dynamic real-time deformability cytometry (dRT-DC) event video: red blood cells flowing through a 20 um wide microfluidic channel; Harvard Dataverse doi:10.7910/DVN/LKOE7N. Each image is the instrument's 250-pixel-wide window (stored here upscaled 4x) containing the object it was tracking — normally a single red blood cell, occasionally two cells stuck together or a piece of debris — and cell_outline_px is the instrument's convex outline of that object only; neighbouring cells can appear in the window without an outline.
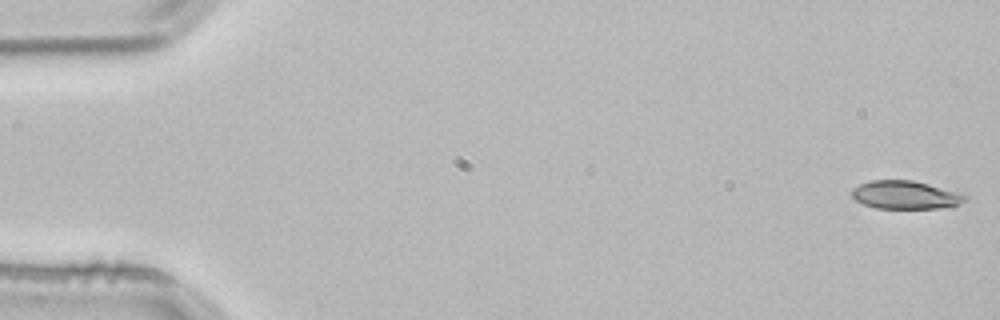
{"species": "common noctule bat (a hibernating species)", "species_latin": "Nyctalus noctula", "temperature_condition": "room temperature", "stored_images_in_passage": 5, "camera_frame_rate_fps": 3000, "um_per_image_px": 0.085, "animal": {"sex": "male", "body_mass_g": 21.5, "forearm_length_mm": 52.0}, "frame": {"image": 1, "passage_image": 1, "time_ms": 0.0, "image_size_px": [1000, 320], "cell_outline_px": [[968, 200], [952, 208], [876, 208], [864, 204], [856, 200], [852, 196], [852, 188], [860, 184], [872, 180], [912, 180], [968, 192]], "centroid_in_image_um": [77.12, 16.56], "position_along_channel_um": 7.9, "area_um2": 19.25}}
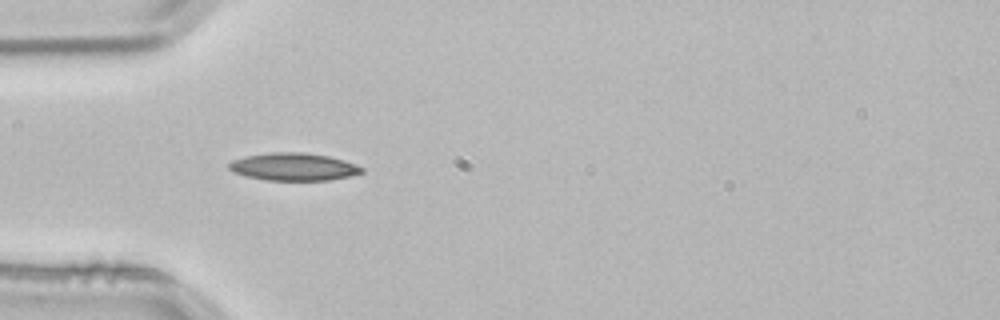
{"frame": {"image": 2, "passage_image": 4, "time_ms": 1.0, "image_size_px": [1000, 320], "cell_outline_px": [[364, 172], [352, 176], [328, 180], [264, 180], [232, 172], [228, 168], [228, 164], [232, 160], [244, 156], [272, 152], [304, 152], [328, 156], [344, 160], [356, 164], [364, 168]], "centroid_in_image_um": [24.96, 14.17], "position_along_channel_um": 60.0, "area_um2": 21.5}}